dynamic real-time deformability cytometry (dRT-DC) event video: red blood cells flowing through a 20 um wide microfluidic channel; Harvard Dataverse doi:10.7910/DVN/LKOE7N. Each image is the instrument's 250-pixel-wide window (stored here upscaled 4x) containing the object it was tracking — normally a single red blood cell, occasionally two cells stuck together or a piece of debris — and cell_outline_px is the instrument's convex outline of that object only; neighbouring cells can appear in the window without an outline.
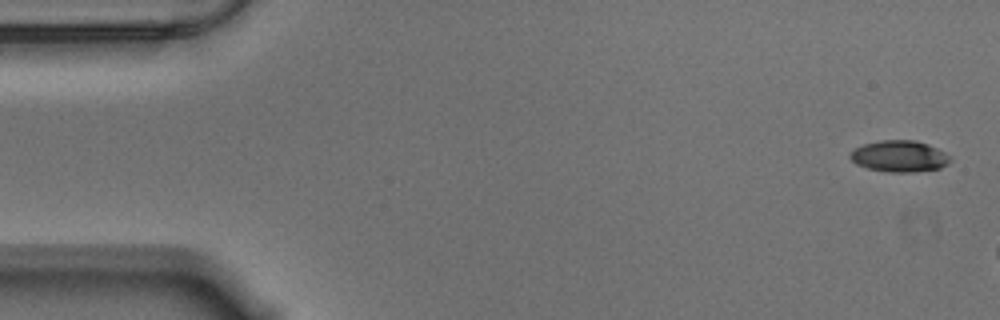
{"species": "Egyptian fruit bat (a non-hibernating species)", "species_latin": "Rousettus aegyptiacus", "temperature_condition": "warm", "stored_images_in_passage": 8, "camera_frame_rate_fps": 3000, "um_per_image_px": 0.085, "animal": {"sex": "male"}, "frame": {"image": 1, "passage_image": 1, "time_ms": 0.0, "image_size_px": [1000, 320], "cell_outline_px": [[952, 160], [948, 164], [940, 168], [912, 172], [888, 172], [868, 168], [856, 164], [848, 156], [856, 148], [864, 144], [880, 140], [916, 140], [928, 144], [944, 152]], "centroid_in_image_um": [76.45, 13.28], "position_along_channel_um": 8.5, "area_um2": 18.21}}